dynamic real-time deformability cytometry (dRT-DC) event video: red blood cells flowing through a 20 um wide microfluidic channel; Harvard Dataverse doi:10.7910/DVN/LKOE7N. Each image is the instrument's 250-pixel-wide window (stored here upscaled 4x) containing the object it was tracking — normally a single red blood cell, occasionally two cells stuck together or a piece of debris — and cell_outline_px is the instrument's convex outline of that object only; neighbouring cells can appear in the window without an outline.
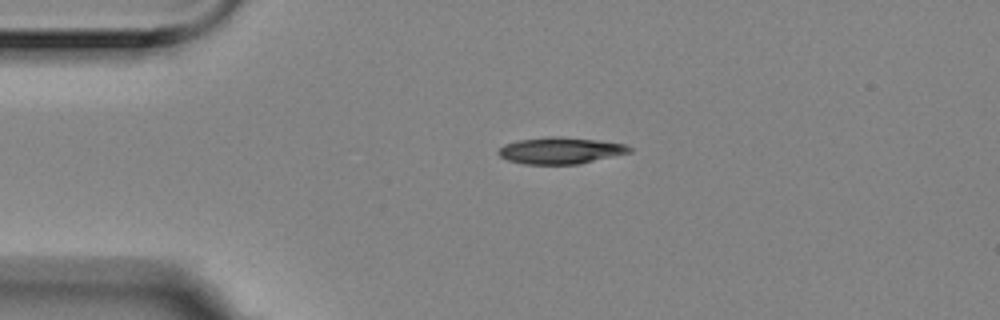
{"species": "Egyptian fruit bat (a non-hibernating species)", "species_latin": "Rousettus aegyptiacus", "temperature_condition": "room temperature", "stored_images_in_passage": 3, "camera_frame_rate_fps": 3000, "um_per_image_px": 0.085, "animal": {"sex": "female"}, "frame": {"image": 1, "passage_image": 2, "time_ms": 0.333, "image_size_px": [1000, 320], "cell_outline_px": [[632, 152], [580, 164], [524, 164], [508, 160], [500, 156], [496, 152], [504, 144], [520, 140], [548, 136], [560, 136], [596, 140], [624, 144], [632, 148]], "centroid_in_image_um": [47.64, 12.8], "position_along_channel_um": 37.4, "area_um2": 20.29}}